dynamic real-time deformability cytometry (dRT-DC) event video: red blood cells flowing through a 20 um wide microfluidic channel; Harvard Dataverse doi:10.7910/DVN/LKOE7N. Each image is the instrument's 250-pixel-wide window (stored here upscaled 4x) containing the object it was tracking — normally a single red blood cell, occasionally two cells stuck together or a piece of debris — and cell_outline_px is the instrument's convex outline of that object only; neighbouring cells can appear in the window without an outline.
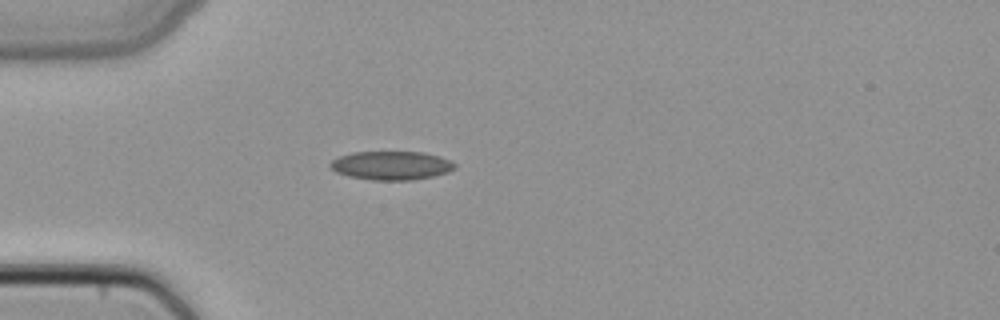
{"species": "common noctule bat (a hibernating species)", "species_latin": "Nyctalus noctula", "temperature_condition": "cold", "stored_images_in_passage": 1, "camera_frame_rate_fps": 3000, "um_per_image_px": 0.085, "animal": {"sex": "female", "body_mass_g": 22.7, "forearm_length_mm": 54.2}, "frame": {"image": 1, "passage_image": 1, "time_ms": 0.0, "image_size_px": [1000, 320], "cell_outline_px": [[456, 168], [448, 172], [432, 176], [412, 180], [372, 180], [348, 176], [336, 172], [328, 164], [332, 160], [340, 156], [352, 152], [424, 152], [440, 156], [452, 160], [456, 164]], "centroid_in_image_um": [33.29, 14.06], "position_along_channel_um": 51.7, "area_um2": 20.92}}